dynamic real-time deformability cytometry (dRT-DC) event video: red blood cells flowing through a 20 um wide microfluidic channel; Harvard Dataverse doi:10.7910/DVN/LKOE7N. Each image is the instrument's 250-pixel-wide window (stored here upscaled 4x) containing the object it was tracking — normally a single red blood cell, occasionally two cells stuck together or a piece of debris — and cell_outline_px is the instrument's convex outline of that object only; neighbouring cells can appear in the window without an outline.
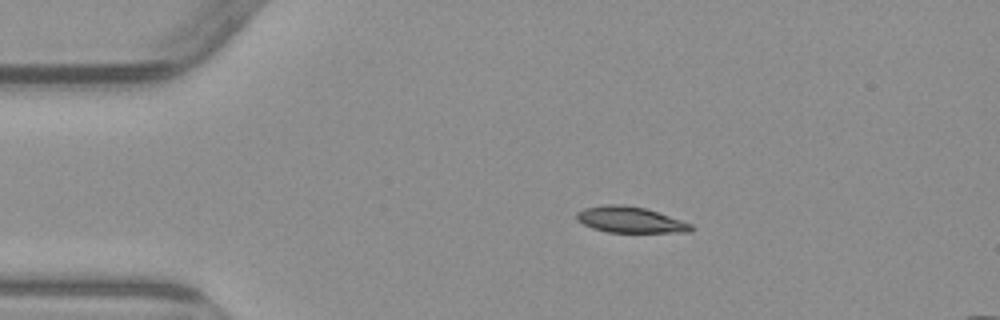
{"species": "common noctule bat (a hibernating species)", "species_latin": "Nyctalus noctula", "temperature_condition": "warm", "stored_images_in_passage": 4, "camera_frame_rate_fps": 3000, "um_per_image_px": 0.085, "animal": {"sex": "male", "body_mass_g": 23.1, "forearm_length_mm": 52.7}, "frame": {"image": 1, "passage_image": 3, "time_ms": 2.333, "image_size_px": [1000, 320], "cell_outline_px": [[696, 228], [692, 232], [608, 232], [592, 228], [576, 220], [576, 212], [584, 208], [608, 204], [624, 204], [644, 208], [692, 224]], "centroid_in_image_um": [53.55, 18.68], "position_along_channel_um": 31.4, "area_um2": 17.28}}
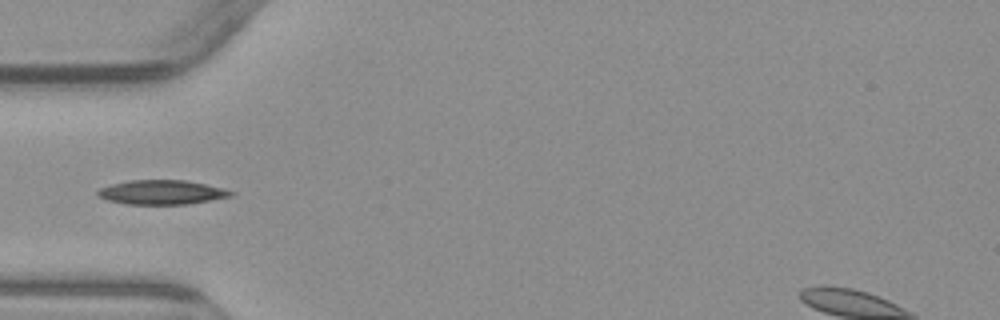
{"frame": {"image": 2, "passage_image": 4, "time_ms": 4.667, "image_size_px": [1000, 320], "cell_outline_px": [[236, 192], [232, 196], [188, 204], [128, 204], [108, 200], [96, 196], [96, 192], [100, 188], [112, 184], [128, 180], [184, 180], [204, 184]], "centroid_in_image_um": [13.71, 16.34], "position_along_channel_um": 71.3, "area_um2": 18.73}}